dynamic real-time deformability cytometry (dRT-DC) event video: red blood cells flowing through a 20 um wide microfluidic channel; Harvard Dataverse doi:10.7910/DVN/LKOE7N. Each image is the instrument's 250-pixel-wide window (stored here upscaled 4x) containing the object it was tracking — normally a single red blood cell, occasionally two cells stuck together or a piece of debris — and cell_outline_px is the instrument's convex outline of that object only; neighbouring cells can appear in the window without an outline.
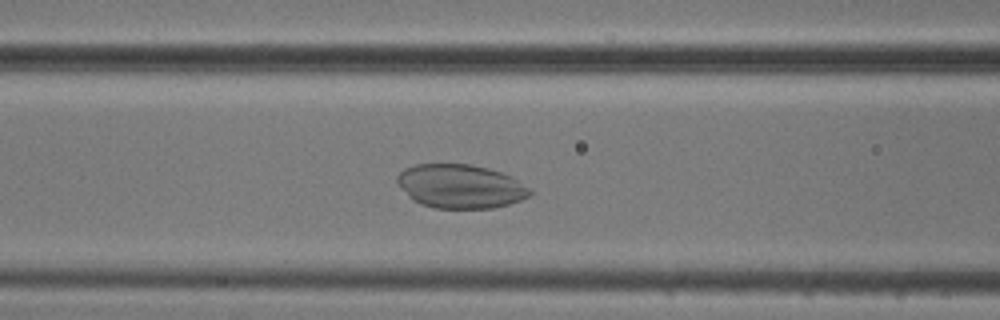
{"species": "common noctule bat (a hibernating species)", "species_latin": "Nyctalus noctula", "temperature_condition": "cold", "stored_images_in_passage": 45, "camera_frame_rate_fps": 3000, "um_per_image_px": 0.085, "animal": {"sex": "male", "body_mass_g": 20.5, "forearm_length_mm": 52.5}, "frame": {"image": 1, "passage_image": 17, "time_ms": 5.333, "image_size_px": [1000, 320], "cell_outline_px": [[532, 192], [528, 196], [520, 200], [508, 204], [492, 208], [436, 208], [420, 204], [412, 200], [396, 184], [396, 176], [404, 168], [416, 164], [468, 164], [488, 168], [512, 176], [532, 188]], "centroid_in_image_um": [39.12, 15.83], "position_along_channel_um": 127.5, "area_um2": 34.16}}
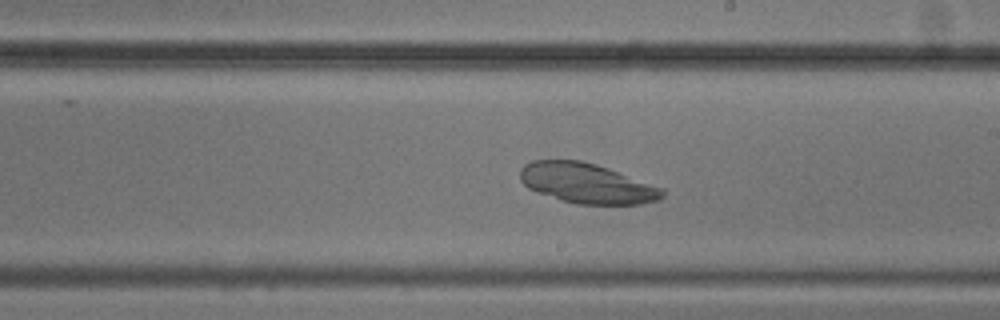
{"frame": {"image": 2, "passage_image": 26, "time_ms": 8.333, "image_size_px": [1000, 320], "cell_outline_px": [[664, 196], [660, 200], [640, 204], [576, 204], [560, 200], [536, 192], [528, 188], [520, 180], [520, 168], [524, 164], [532, 160], [580, 160], [596, 164], [608, 168], [664, 188]], "centroid_in_image_um": [49.87, 15.58], "position_along_channel_um": 239.1, "area_um2": 33.41}}
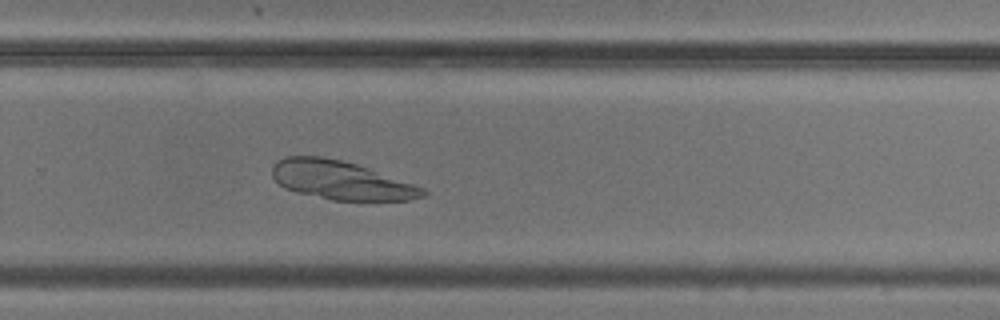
{"frame": {"image": 3, "passage_image": 31, "time_ms": 10.0, "image_size_px": [1000, 320], "cell_outline_px": [[428, 192], [424, 196], [408, 200], [332, 200], [296, 192], [284, 188], [272, 176], [272, 168], [276, 160], [284, 156], [324, 156], [356, 164], [368, 168], [424, 188]], "centroid_in_image_um": [28.94, 15.31], "position_along_channel_um": 300.9, "area_um2": 33.7}}